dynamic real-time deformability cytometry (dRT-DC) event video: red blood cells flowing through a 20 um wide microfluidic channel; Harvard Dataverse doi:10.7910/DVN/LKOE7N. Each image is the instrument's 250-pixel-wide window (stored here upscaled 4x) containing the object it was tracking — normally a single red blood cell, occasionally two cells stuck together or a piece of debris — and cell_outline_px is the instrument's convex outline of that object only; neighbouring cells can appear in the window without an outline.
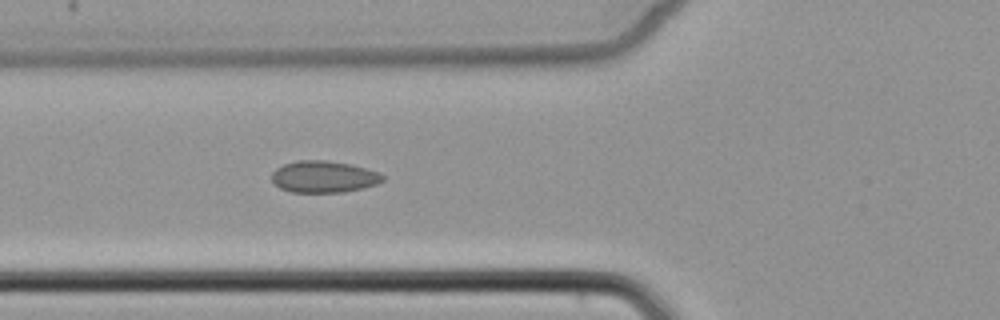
{"species": "common noctule bat (a hibernating species)", "species_latin": "Nyctalus noctula", "temperature_condition": "cold", "stored_images_in_passage": 6, "camera_frame_rate_fps": 3000, "um_per_image_px": 0.085, "animal": {"sex": "female", "body_mass_g": 22.7, "forearm_length_mm": 54.2}, "frame": {"image": 1, "passage_image": 6, "time_ms": 6.667, "image_size_px": [1000, 320], "cell_outline_px": [[384, 180], [376, 184], [364, 188], [344, 192], [292, 192], [280, 188], [272, 184], [272, 172], [276, 168], [284, 164], [296, 160], [328, 160], [352, 164], [380, 172], [384, 176]], "centroid_in_image_um": [27.52, 15.02], "position_along_channel_um": 98.3, "area_um2": 20.81}}